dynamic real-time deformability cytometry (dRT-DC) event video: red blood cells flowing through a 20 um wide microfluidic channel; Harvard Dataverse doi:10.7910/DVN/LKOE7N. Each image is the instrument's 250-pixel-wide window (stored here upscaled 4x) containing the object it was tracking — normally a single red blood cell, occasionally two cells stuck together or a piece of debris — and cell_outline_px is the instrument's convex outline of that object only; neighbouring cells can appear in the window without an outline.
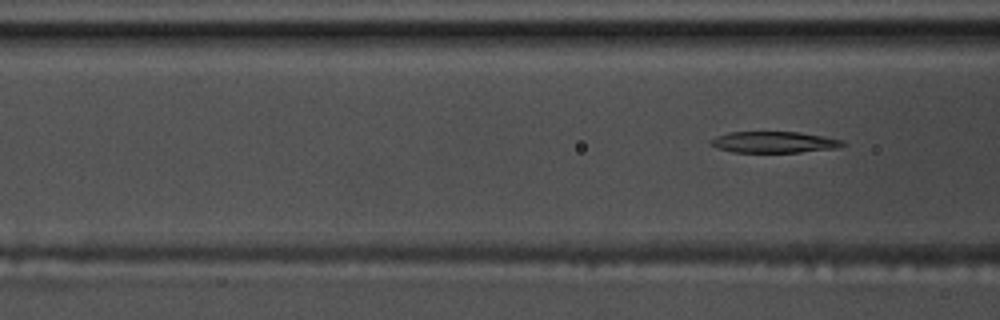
{"species": "common noctule bat (a hibernating species)", "species_latin": "Nyctalus noctula", "temperature_condition": "warm", "stored_images_in_passage": 6, "camera_frame_rate_fps": 3000, "um_per_image_px": 0.085, "animal": {"sex": "male", "body_mass_g": 17.5, "forearm_length_mm": 52.3}, "frame": {"image": 1, "passage_image": 6, "time_ms": 1.667, "image_size_px": [1000, 320], "cell_outline_px": [[848, 144], [836, 148], [800, 152], [732, 152], [708, 144], [708, 140], [716, 136], [728, 132], [800, 132], [824, 136], [844, 140]], "centroid_in_image_um": [65.8, 12.08], "position_along_channel_um": 100.8, "area_um2": 16.47}}